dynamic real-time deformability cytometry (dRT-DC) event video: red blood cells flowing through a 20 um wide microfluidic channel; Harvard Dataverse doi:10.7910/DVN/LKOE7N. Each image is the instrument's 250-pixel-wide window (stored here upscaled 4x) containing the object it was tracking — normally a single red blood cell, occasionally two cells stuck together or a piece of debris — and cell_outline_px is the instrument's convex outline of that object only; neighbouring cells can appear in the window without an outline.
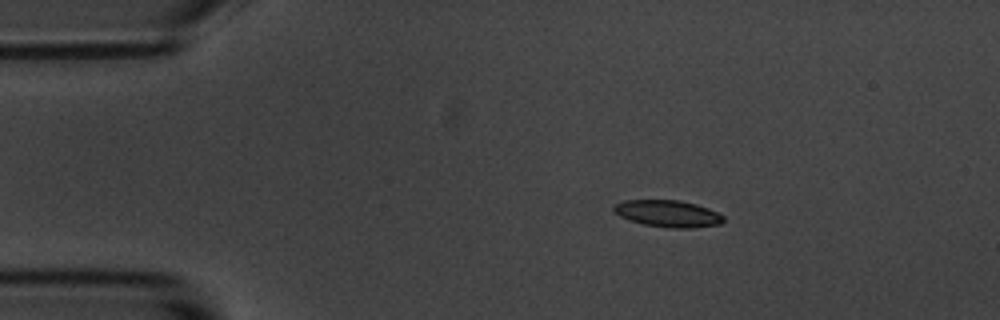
{"species": "common noctule bat (a hibernating species)", "species_latin": "Nyctalus noctula", "temperature_condition": "room temperature", "stored_images_in_passage": 4, "camera_frame_rate_fps": 3000, "um_per_image_px": 0.085, "animal": {"sex": "male", "body_mass_g": 20.1, "forearm_length_mm": 53.5}, "frame": {"image": 1, "passage_image": 2, "time_ms": 2.0, "image_size_px": [1000, 320], "cell_outline_px": [[724, 220], [720, 224], [692, 228], [668, 228], [644, 224], [628, 220], [612, 212], [612, 208], [616, 204], [624, 200], [680, 200], [696, 204], [708, 208], [724, 216]], "centroid_in_image_um": [56.75, 18.16], "position_along_channel_um": 28.3, "area_um2": 17.22}}
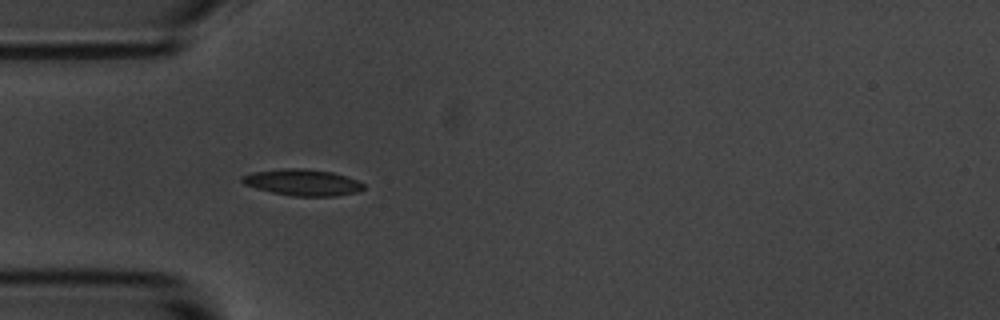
{"frame": {"image": 2, "passage_image": 4, "time_ms": 4.333, "image_size_px": [1000, 320], "cell_outline_px": [[364, 188], [356, 192], [336, 196], [292, 196], [272, 192], [256, 188], [244, 184], [240, 180], [240, 176], [252, 172], [280, 168], [304, 168], [332, 172], [356, 180], [364, 184]], "centroid_in_image_um": [25.67, 15.5], "position_along_channel_um": 59.3, "area_um2": 18.67}}